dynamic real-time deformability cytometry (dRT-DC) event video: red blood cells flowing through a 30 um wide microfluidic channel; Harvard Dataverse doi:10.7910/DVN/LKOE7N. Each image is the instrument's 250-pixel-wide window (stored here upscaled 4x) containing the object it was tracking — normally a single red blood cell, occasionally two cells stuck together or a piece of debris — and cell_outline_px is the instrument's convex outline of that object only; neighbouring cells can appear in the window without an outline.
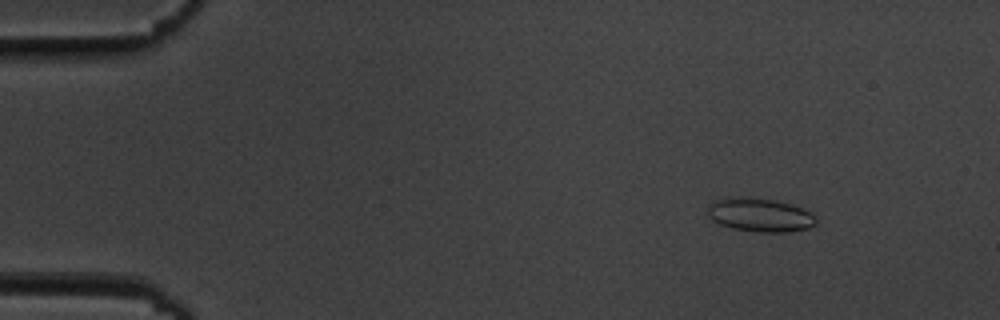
{"species": "common noctule bat (a hibernating species)", "species_latin": "Nyctalus noctula", "temperature_condition": "cold", "stored_images_in_passage": 55, "camera_frame_rate_fps": 3000, "um_per_image_px": 0.085, "animal": {"sex": "male", "body_mass_g": 19.5, "forearm_length_mm": 54.6}, "frame": {"image": 1, "passage_image": 6, "time_ms": 1.667, "image_size_px": [1000, 320], "cell_outline_px": [[816, 224], [808, 228], [788, 232], [756, 232], [732, 228], [720, 224], [712, 220], [708, 216], [708, 204], [712, 200], [736, 196], [772, 200], [804, 208], [816, 220]], "centroid_in_image_um": [64.53, 18.27], "position_along_channel_um": 20.5, "area_um2": 21.15}}
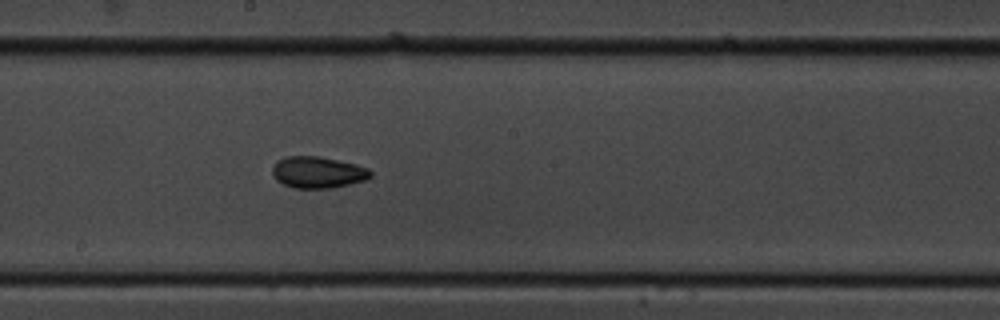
{"frame": {"image": 2, "passage_image": 30, "time_ms": 9.667, "image_size_px": [1000, 320], "cell_outline_px": [[372, 176], [364, 180], [332, 188], [296, 188], [284, 184], [276, 180], [272, 176], [272, 168], [276, 160], [288, 156], [320, 156], [356, 164], [368, 168], [372, 172]], "centroid_in_image_um": [26.99, 14.64], "position_along_channel_um": 221.2, "area_um2": 18.09}}
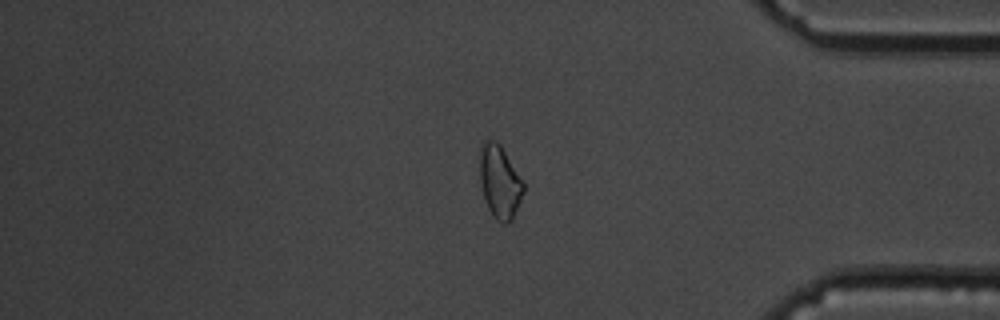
{"frame": {"image": 3, "passage_image": 46, "time_ms": 15.0, "image_size_px": [1000, 320], "cell_outline_px": [[524, 192], [512, 220], [508, 224], [504, 224], [496, 220], [488, 208], [484, 200], [480, 184], [480, 144], [484, 140], [492, 140], [500, 144], [524, 184]], "centroid_in_image_um": [42.45, 15.48], "position_along_channel_um": 392.7, "area_um2": 18.55}, "authors_computed_cell_mechanics": {"area_um2": 18.0914, "velocity_mm_per_s": 3.6215, "shape_relaxation_time_tau1_ms": 2.958, "shape_relaxation_time_tau2_ms": 4.4572, "deformation_change_tau1": 0.095, "deformation_change_tau2": 0.0989}}